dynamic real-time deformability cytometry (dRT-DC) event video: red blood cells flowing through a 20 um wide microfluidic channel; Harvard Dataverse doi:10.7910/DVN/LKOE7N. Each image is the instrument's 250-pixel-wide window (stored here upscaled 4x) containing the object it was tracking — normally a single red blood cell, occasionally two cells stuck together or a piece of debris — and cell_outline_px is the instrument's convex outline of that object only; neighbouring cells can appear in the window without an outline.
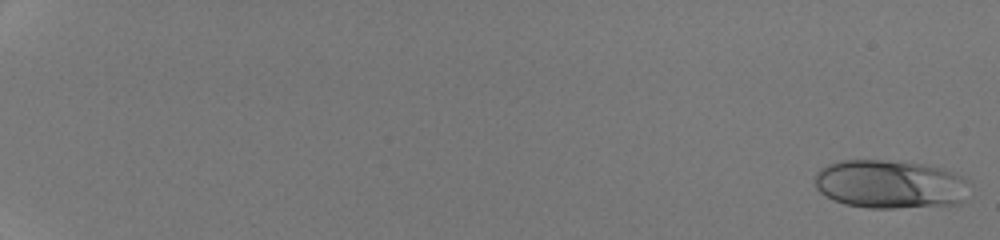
{"species": "human", "species_latin": "Homo sapiens", "temperature_condition": "room temperature", "stored_images_in_passage": 52, "camera_frame_rate_fps": 3000, "um_per_image_px": 0.085, "donor": {"sex": "male"}, "frame": {"image": 1, "passage_image": 1, "time_ms": 0.0, "image_size_px": [1000, 240], "cell_outline_px": [[968, 180], [964, 200], [960, 204], [896, 208], [868, 208], [844, 204], [832, 200], [824, 196], [816, 188], [816, 172], [820, 168], [828, 164], [840, 160], [884, 160], [924, 164], [940, 168], [952, 172]], "centroid_in_image_um": [75.62, 15.67], "position_along_channel_um": 9.4, "area_um2": 43.93}}
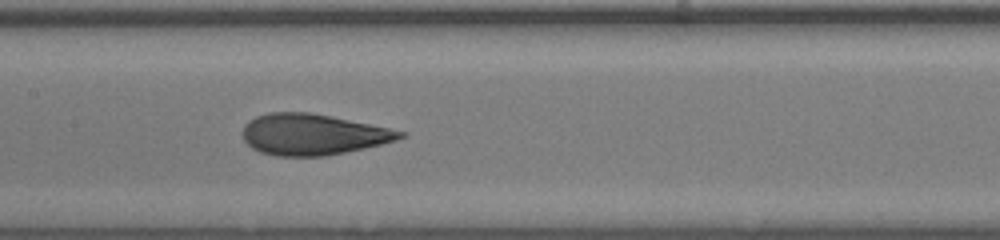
{"frame": {"image": 2, "passage_image": 30, "time_ms": 9.667, "image_size_px": [1000, 240], "cell_outline_px": [[408, 136], [396, 140], [364, 148], [328, 156], [276, 156], [260, 152], [252, 148], [244, 140], [244, 124], [248, 120], [256, 116], [268, 112], [308, 112], [332, 116], [408, 132]], "centroid_in_image_um": [26.6, 11.42], "position_along_channel_um": 180.8, "area_um2": 37.74}}
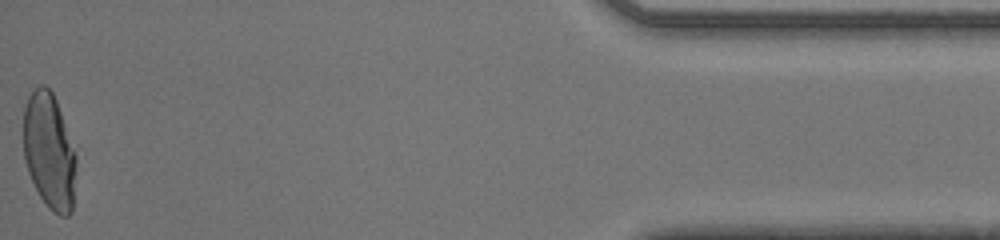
{"frame": {"image": 3, "passage_image": 52, "time_ms": 17.0, "image_size_px": [1000, 240], "cell_outline_px": [[76, 164], [72, 212], [68, 216], [60, 216], [52, 212], [48, 208], [40, 196], [28, 172], [24, 160], [24, 108], [28, 96], [40, 84], [44, 84], [52, 92], [56, 100], [76, 152]], "centroid_in_image_um": [4.19, 12.87], "position_along_channel_um": 431.0, "area_um2": 35.72}, "authors_computed_cell_mechanics": {"area_um2": 37.8879, "velocity_mm_per_s": 4.3137, "shape_relaxation_time_tau1_ms": 8.7737, "shape_relaxation_time_tau2_ms": 0.6614, "deformation_change_tau1": 0.2989, "deformation_change_tau2": 0.0742}}